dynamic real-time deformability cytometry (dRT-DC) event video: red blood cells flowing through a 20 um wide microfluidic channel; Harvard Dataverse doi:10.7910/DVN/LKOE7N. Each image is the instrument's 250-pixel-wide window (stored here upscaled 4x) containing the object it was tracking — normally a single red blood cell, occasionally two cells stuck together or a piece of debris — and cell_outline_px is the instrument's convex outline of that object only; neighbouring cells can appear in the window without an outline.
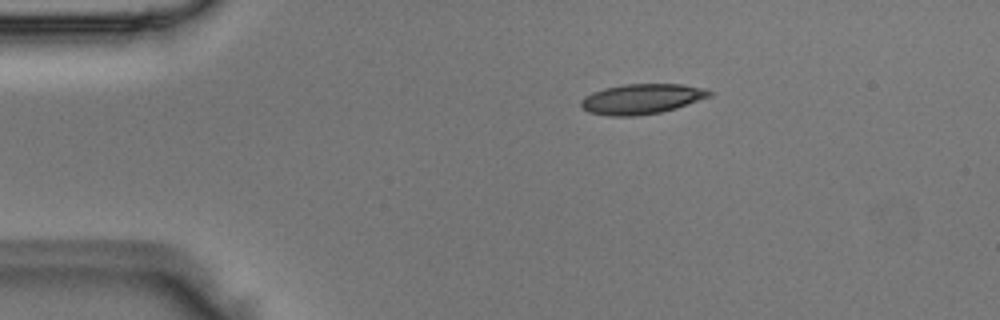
{"species": "Egyptian fruit bat (a non-hibernating species)", "species_latin": "Rousettus aegyptiacus", "temperature_condition": "room temperature", "stored_images_in_passage": 5, "camera_frame_rate_fps": 3000, "um_per_image_px": 0.085, "animal": {"sex": "male"}, "frame": {"image": 1, "passage_image": 3, "time_ms": 0.667, "image_size_px": [1000, 320], "cell_outline_px": [[712, 96], [676, 108], [660, 112], [636, 116], [608, 116], [588, 112], [580, 108], [580, 100], [584, 96], [592, 92], [604, 88], [624, 84], [680, 84], [704, 88], [712, 92]], "centroid_in_image_um": [54.5, 8.41], "position_along_channel_um": 30.5, "area_um2": 22.72}}
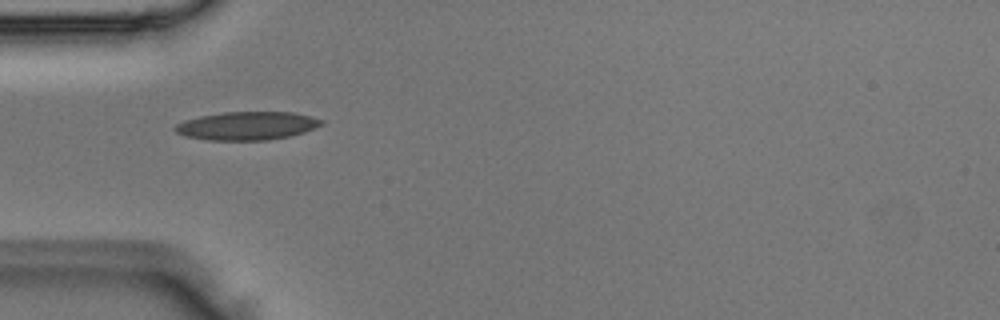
{"frame": {"image": 2, "passage_image": 4, "time_ms": 1.0, "image_size_px": [1000, 320], "cell_outline_px": [[324, 124], [304, 132], [292, 136], [268, 140], [208, 140], [184, 136], [176, 132], [172, 128], [176, 124], [184, 120], [200, 116], [224, 112], [292, 112], [324, 120]], "centroid_in_image_um": [20.98, 10.7], "position_along_channel_um": 64.0, "area_um2": 24.22}}
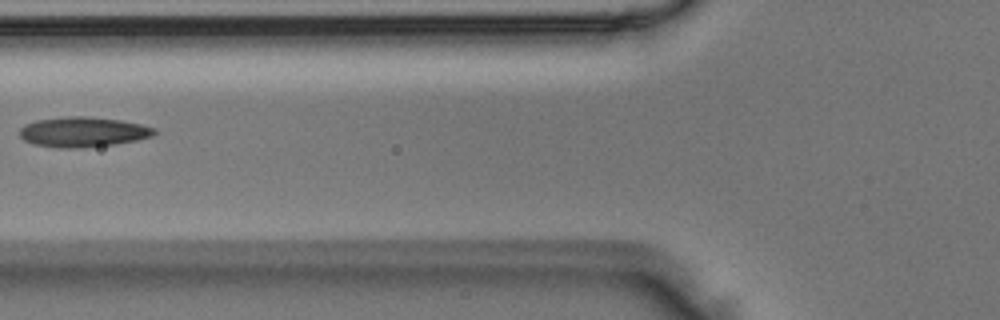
{"frame": {"image": 3, "passage_image": 5, "time_ms": 1.333, "image_size_px": [1000, 320], "cell_outline_px": [[156, 132], [152, 136], [136, 140], [112, 144], [80, 148], [56, 148], [32, 144], [24, 140], [20, 136], [20, 128], [24, 124], [36, 120], [64, 116], [88, 116], [120, 120], [140, 124], [156, 128]], "centroid_in_image_um": [7.01, 11.21], "position_along_channel_um": 118.8, "area_um2": 23.7}}